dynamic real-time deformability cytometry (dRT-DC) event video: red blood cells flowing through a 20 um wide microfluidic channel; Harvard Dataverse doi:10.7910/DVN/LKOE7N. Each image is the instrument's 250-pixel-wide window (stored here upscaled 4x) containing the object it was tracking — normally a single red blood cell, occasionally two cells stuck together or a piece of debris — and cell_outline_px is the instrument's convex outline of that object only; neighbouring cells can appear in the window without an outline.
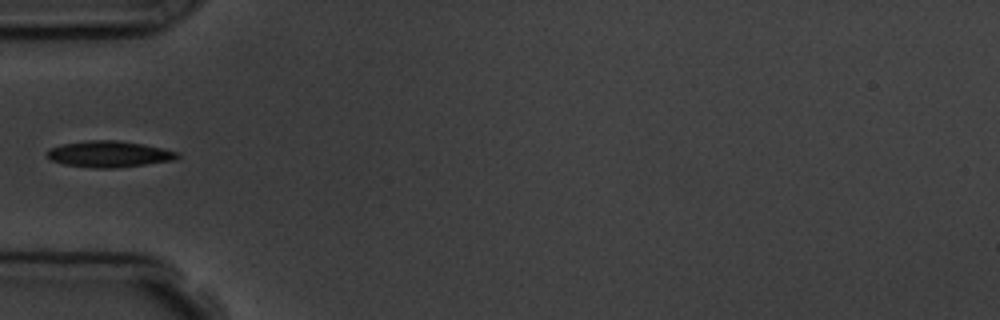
{"species": "common noctule bat (a hibernating species)", "species_latin": "Nyctalus noctula", "temperature_condition": "room temperature", "stored_images_in_passage": 5, "camera_frame_rate_fps": 3000, "um_per_image_px": 0.085, "animal": {"sex": "male", "body_mass_g": 19.5, "forearm_length_mm": 54.6}, "frame": {"image": 1, "passage_image": 1, "time_ms": 0.0, "image_size_px": [1000, 320], "cell_outline_px": [[180, 156], [176, 160], [116, 168], [92, 168], [64, 164], [52, 160], [48, 156], [48, 148], [64, 144], [88, 140], [116, 140], [144, 144], [164, 148], [180, 152]], "centroid_in_image_um": [9.34, 13.1], "position_along_channel_um": 75.7, "area_um2": 20.0}}